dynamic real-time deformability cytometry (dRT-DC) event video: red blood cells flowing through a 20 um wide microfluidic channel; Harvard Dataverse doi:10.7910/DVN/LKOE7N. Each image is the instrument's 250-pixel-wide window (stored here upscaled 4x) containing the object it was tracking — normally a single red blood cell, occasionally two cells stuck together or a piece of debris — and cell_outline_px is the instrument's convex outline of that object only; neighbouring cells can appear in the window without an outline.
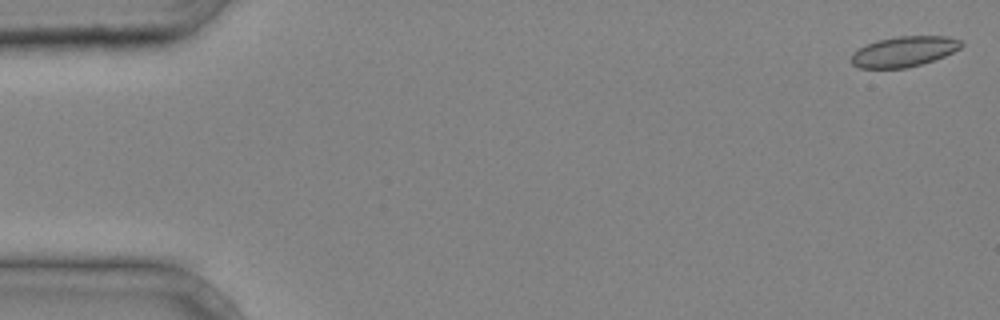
{"species": "common noctule bat (a hibernating species)", "species_latin": "Nyctalus noctula", "temperature_condition": "cold", "stored_images_in_passage": 38, "camera_frame_rate_fps": 3000, "um_per_image_px": 0.085, "animal": {"sex": "male", "body_mass_g": 20.4}, "frame": {"image": 1, "passage_image": 1, "time_ms": 0.0, "image_size_px": [1000, 320], "cell_outline_px": [[964, 44], [960, 48], [944, 56], [920, 64], [904, 68], [860, 68], [852, 64], [852, 52], [868, 44], [880, 40], [900, 36], [948, 36], [960, 40]], "centroid_in_image_um": [76.85, 4.38], "position_along_channel_um": 8.1, "area_um2": 19.13}}
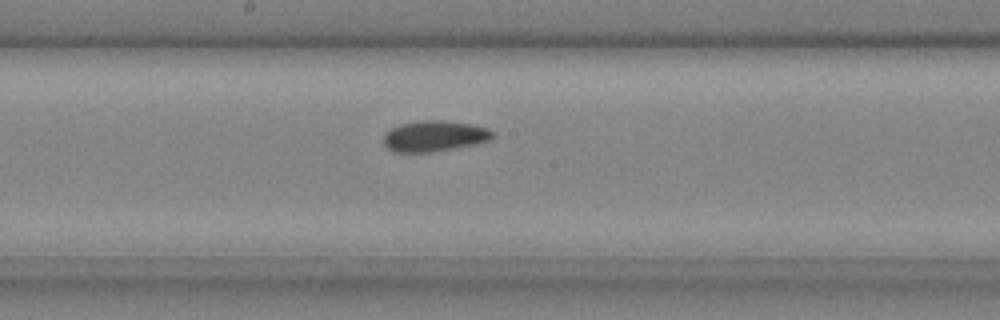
{"frame": {"image": 2, "passage_image": 23, "time_ms": 7.333, "image_size_px": [1000, 320], "cell_outline_px": [[496, 136], [492, 140], [476, 144], [432, 152], [392, 152], [384, 144], [384, 136], [392, 128], [400, 124], [420, 120], [448, 120], [472, 124], [488, 128]], "centroid_in_image_um": [36.97, 11.56], "position_along_channel_um": 211.2, "area_um2": 19.77}}
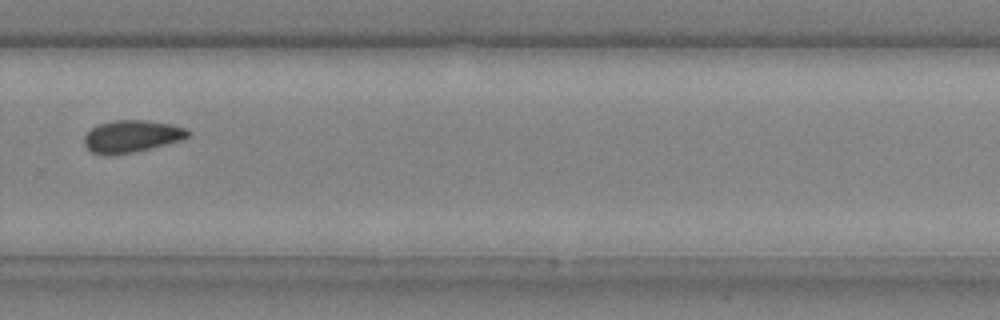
{"frame": {"image": 3, "passage_image": 30, "time_ms": 9.667, "image_size_px": [1000, 320], "cell_outline_px": [[188, 136], [180, 140], [132, 152], [112, 156], [104, 156], [92, 152], [84, 144], [84, 136], [92, 128], [100, 124], [116, 120], [144, 120], [172, 124], [184, 128], [188, 132]], "centroid_in_image_um": [11.13, 11.59], "position_along_channel_um": 318.7, "area_um2": 19.13}}